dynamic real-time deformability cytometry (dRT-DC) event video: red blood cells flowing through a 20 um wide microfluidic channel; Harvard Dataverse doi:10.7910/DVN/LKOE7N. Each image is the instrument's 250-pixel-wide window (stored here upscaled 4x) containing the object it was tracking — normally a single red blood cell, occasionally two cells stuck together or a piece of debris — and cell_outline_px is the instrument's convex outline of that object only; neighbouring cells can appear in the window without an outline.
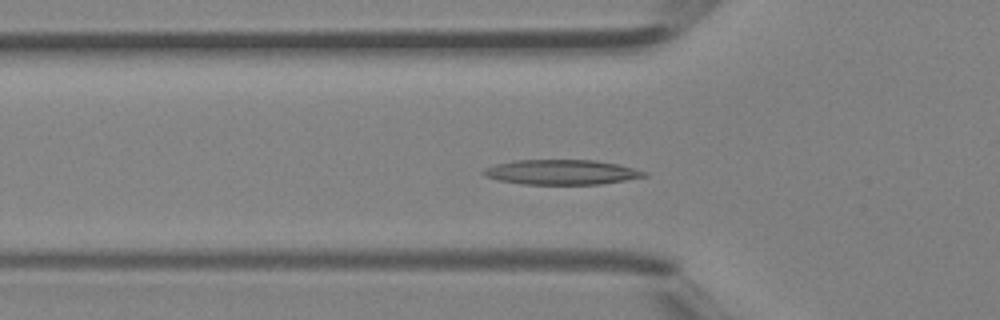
{"species": "Egyptian fruit bat (a non-hibernating species)", "species_latin": "Rousettus aegyptiacus", "temperature_condition": "room temperature", "stored_images_in_passage": 36, "segment_of_instrument_passage": [1, 2], "camera_frame_rate_fps": 3000, "um_per_image_px": 0.085, "animal": {"sex": "female"}, "frame": {"image": 1, "passage_image": 8, "time_ms": 2.333, "image_size_px": [1000, 320], "cell_outline_px": [[648, 176], [600, 184], [524, 184], [500, 180], [484, 176], [480, 172], [484, 168], [496, 164], [516, 160], [596, 160], [616, 164], [648, 172]], "centroid_in_image_um": [47.7, 14.63], "position_along_channel_um": 78.1, "area_um2": 23.18}}
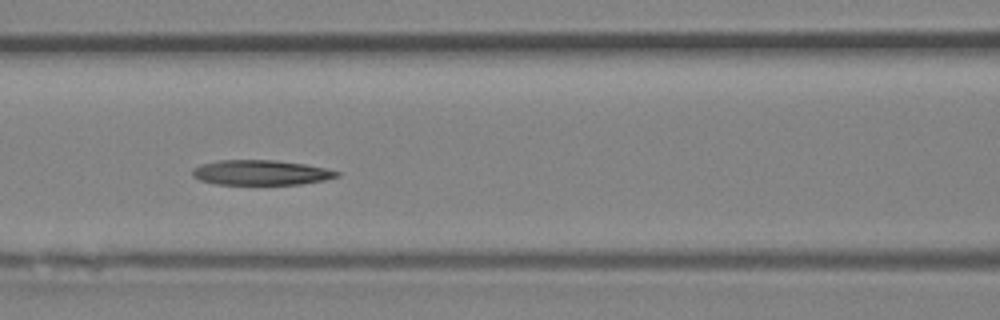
{"frame": {"image": 2, "passage_image": 12, "time_ms": 3.667, "image_size_px": [1000, 320], "cell_outline_px": [[340, 176], [324, 180], [300, 184], [216, 184], [200, 180], [192, 176], [192, 172], [196, 168], [204, 164], [220, 160], [272, 160], [304, 164], [324, 168], [340, 172]], "centroid_in_image_um": [22.2, 14.67], "position_along_channel_um": 144.4, "area_um2": 20.69}}
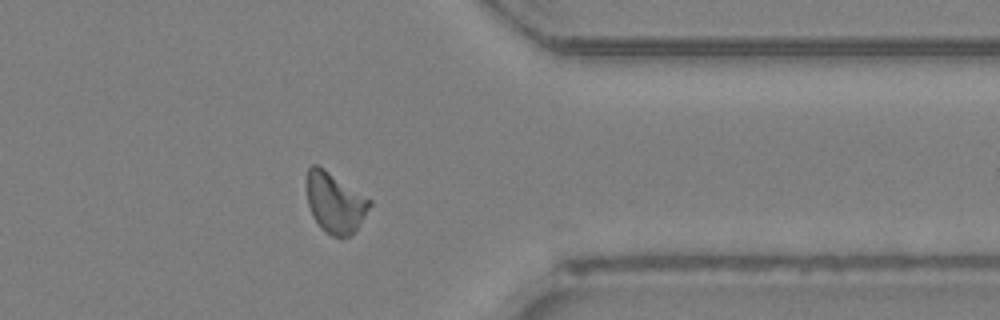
{"frame": {"image": 3, "passage_image": 27, "time_ms": 8.667, "image_size_px": [1000, 320], "cell_outline_px": [[372, 204], [356, 228], [348, 236], [332, 236], [324, 232], [320, 228], [312, 216], [308, 204], [308, 168], [312, 164], [316, 164], [324, 168], [372, 200]], "centroid_in_image_um": [28.47, 17.22], "position_along_channel_um": 382.9, "area_um2": 21.79}}